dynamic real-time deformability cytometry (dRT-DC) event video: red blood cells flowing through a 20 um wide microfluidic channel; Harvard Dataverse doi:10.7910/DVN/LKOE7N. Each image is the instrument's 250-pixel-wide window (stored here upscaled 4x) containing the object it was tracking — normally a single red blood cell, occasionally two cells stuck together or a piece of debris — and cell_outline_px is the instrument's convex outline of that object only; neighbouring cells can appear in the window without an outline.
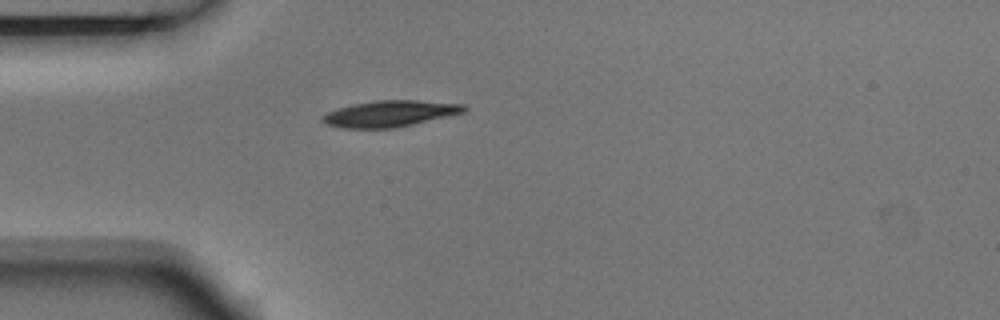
{"species": "Egyptian fruit bat (a non-hibernating species)", "species_latin": "Rousettus aegyptiacus", "temperature_condition": "room temperature", "stored_images_in_passage": 4, "camera_frame_rate_fps": 3000, "um_per_image_px": 0.085, "animal": {"sex": "male"}, "frame": {"image": 1, "passage_image": 4, "time_ms": 1.0, "image_size_px": [1000, 320], "cell_outline_px": [[468, 108], [464, 112], [396, 128], [340, 128], [324, 124], [320, 120], [328, 112], [336, 108], [352, 104], [376, 100], [416, 100], [464, 104]], "centroid_in_image_um": [33.11, 9.66], "position_along_channel_um": 51.9, "area_um2": 21.68}}